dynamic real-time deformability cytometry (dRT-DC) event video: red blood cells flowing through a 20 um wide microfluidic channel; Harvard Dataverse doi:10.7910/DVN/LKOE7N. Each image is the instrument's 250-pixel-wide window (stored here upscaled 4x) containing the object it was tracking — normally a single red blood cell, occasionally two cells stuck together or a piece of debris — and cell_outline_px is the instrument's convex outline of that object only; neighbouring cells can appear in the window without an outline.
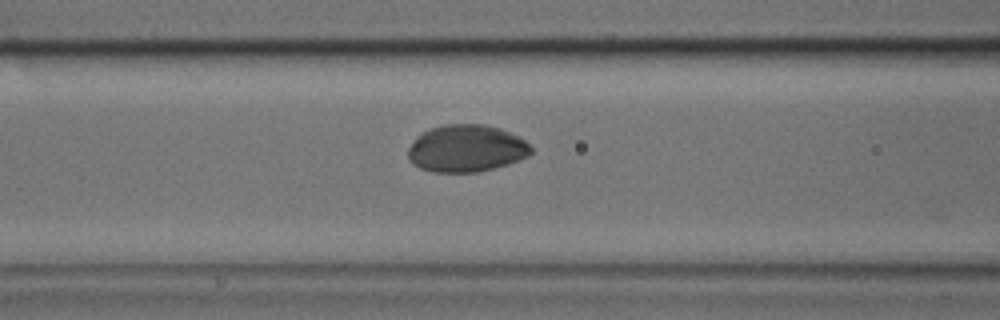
{"species": "common noctule bat (a hibernating species)", "species_latin": "Nyctalus noctula", "temperature_condition": "cold", "stored_images_in_passage": 47, "camera_frame_rate_fps": 3000, "um_per_image_px": 0.085, "animal": {"sex": "male", "body_mass_g": 17.9, "forearm_length_mm": 54.2}, "frame": {"image": 1, "passage_image": 19, "time_ms": 6.0, "image_size_px": [1000, 320], "cell_outline_px": [[532, 152], [528, 156], [508, 164], [476, 172], [432, 172], [420, 168], [412, 164], [408, 160], [408, 148], [416, 136], [428, 128], [444, 124], [484, 124], [500, 128], [520, 136], [532, 148]], "centroid_in_image_um": [39.61, 12.6], "position_along_channel_um": 127.0, "area_um2": 34.1}}
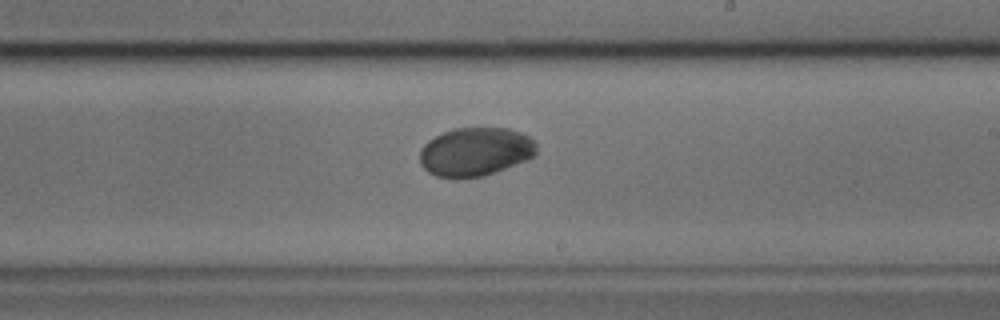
{"frame": {"image": 2, "passage_image": 28, "time_ms": 9.0, "image_size_px": [1000, 320], "cell_outline_px": [[536, 156], [484, 176], [436, 176], [428, 172], [420, 164], [420, 148], [428, 140], [444, 132], [456, 128], [508, 128], [520, 132], [528, 136], [536, 144]], "centroid_in_image_um": [40.4, 12.88], "position_along_channel_um": 248.6, "area_um2": 32.66}}
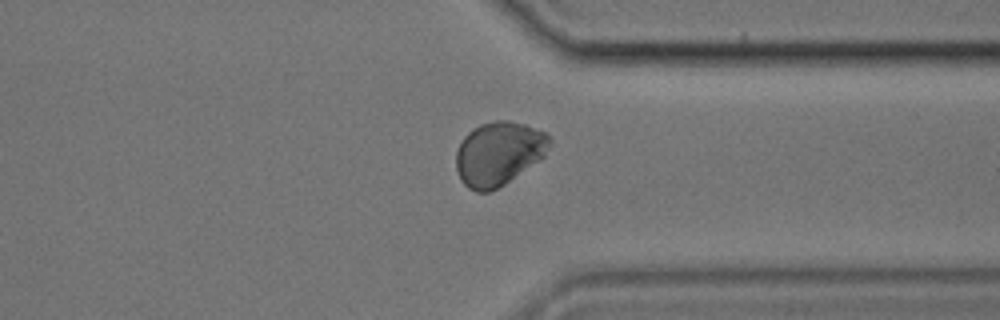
{"frame": {"image": 3, "passage_image": 37, "time_ms": 12.0, "image_size_px": [1000, 320], "cell_outline_px": [[552, 144], [544, 156], [504, 184], [488, 192], [476, 192], [468, 188], [460, 180], [456, 168], [456, 152], [464, 136], [468, 132], [480, 124], [496, 120], [508, 120], [524, 124], [544, 132], [552, 140]], "centroid_in_image_um": [42.37, 13.04], "position_along_channel_um": 369.0, "area_um2": 34.56}}